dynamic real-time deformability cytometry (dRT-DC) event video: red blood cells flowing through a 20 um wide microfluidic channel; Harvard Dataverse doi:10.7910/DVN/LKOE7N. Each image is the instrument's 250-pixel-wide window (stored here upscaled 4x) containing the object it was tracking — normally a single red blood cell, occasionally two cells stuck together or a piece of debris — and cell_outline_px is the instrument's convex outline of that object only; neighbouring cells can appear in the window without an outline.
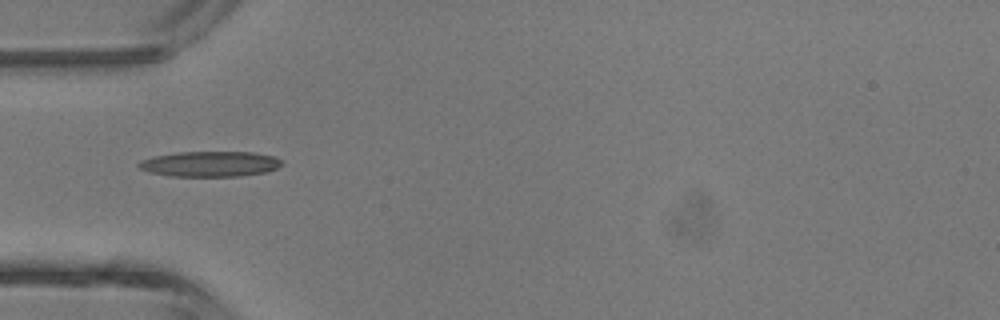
{"species": "common noctule bat (a hibernating species)", "species_latin": "Nyctalus noctula", "temperature_condition": "room temperature", "stored_images_in_passage": 2, "camera_frame_rate_fps": 3000, "um_per_image_px": 0.085, "animal": {"sex": "male", "body_mass_g": 13.3}, "frame": {"image": 1, "passage_image": 1, "time_ms": 0.0, "image_size_px": [1000, 320], "cell_outline_px": [[284, 164], [268, 172], [240, 176], [168, 176], [148, 172], [140, 168], [136, 164], [140, 160], [152, 156], [176, 152], [252, 152], [276, 156], [284, 160]], "centroid_in_image_um": [17.87, 13.93], "position_along_channel_um": 67.1, "area_um2": 21.56}}
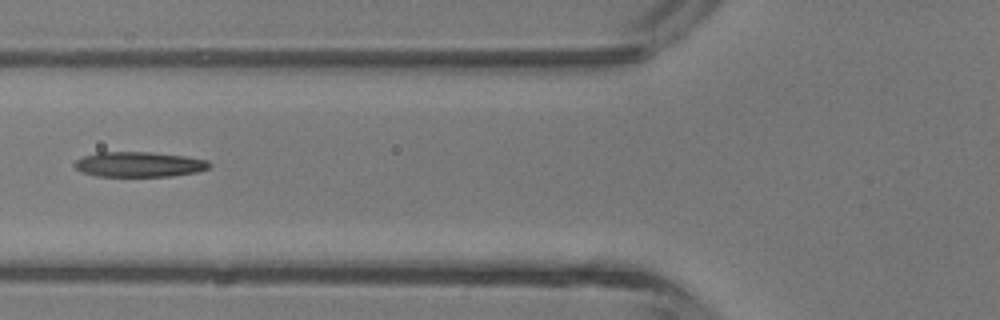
{"frame": {"image": 2, "passage_image": 2, "time_ms": 1.0, "image_size_px": [1000, 320], "cell_outline_px": [[212, 168], [196, 172], [172, 176], [96, 176], [80, 172], [72, 164], [76, 160], [84, 156], [96, 152], [152, 152], [184, 156], [208, 160], [212, 164]], "centroid_in_image_um": [11.83, 13.97], "position_along_channel_um": 114.0, "area_um2": 19.94}}